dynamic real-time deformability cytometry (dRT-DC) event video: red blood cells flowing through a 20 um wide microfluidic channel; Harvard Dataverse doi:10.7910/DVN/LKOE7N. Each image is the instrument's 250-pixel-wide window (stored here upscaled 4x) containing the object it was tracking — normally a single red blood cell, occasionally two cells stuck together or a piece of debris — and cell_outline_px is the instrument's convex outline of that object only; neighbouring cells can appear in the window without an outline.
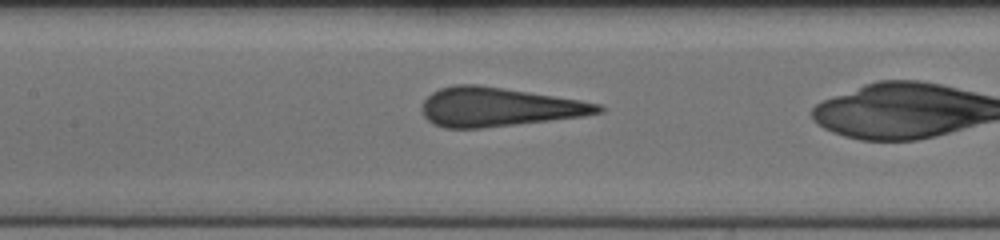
{"species": "human", "species_latin": "Homo sapiens", "temperature_condition": "cold", "stored_images_in_passage": 24, "camera_frame_rate_fps": 3000, "um_per_image_px": 0.085, "donor": {"sex": "female"}, "frame": {"image": 1, "passage_image": 8, "time_ms": 2.333, "image_size_px": [1000, 240], "cell_outline_px": [[604, 112], [584, 116], [480, 128], [444, 128], [432, 124], [424, 116], [420, 108], [424, 100], [432, 92], [440, 88], [456, 84], [480, 84], [580, 100], [600, 104], [604, 108]], "centroid_in_image_um": [42.35, 9.09], "position_along_channel_um": 165.0, "area_um2": 40.0}}
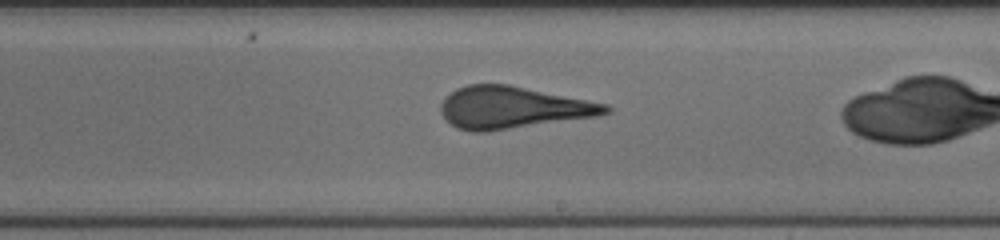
{"frame": {"image": 2, "passage_image": 14, "time_ms": 4.333, "image_size_px": [1000, 240], "cell_outline_px": [[612, 112], [596, 116], [488, 132], [472, 132], [456, 128], [440, 112], [440, 104], [456, 88], [468, 84], [508, 84], [608, 104], [612, 108]], "centroid_in_image_um": [43.59, 9.15], "position_along_channel_um": 245.4, "area_um2": 40.29}}
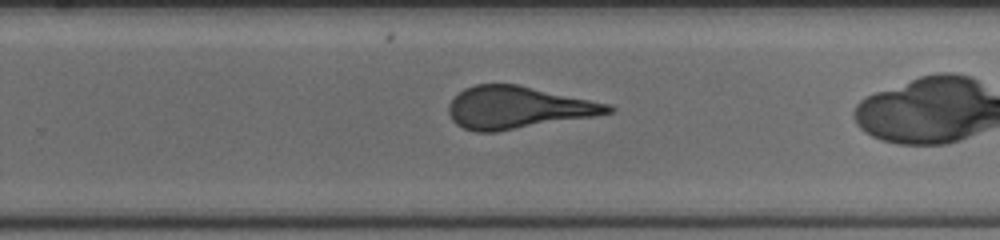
{"frame": {"image": 3, "passage_image": 17, "time_ms": 5.333, "image_size_px": [1000, 240], "cell_outline_px": [[616, 112], [496, 132], [476, 132], [464, 128], [456, 124], [452, 120], [448, 112], [448, 104], [464, 88], [476, 84], [516, 84], [612, 104], [616, 108]], "centroid_in_image_um": [44.03, 9.14], "position_along_channel_um": 285.8, "area_um2": 39.19}}